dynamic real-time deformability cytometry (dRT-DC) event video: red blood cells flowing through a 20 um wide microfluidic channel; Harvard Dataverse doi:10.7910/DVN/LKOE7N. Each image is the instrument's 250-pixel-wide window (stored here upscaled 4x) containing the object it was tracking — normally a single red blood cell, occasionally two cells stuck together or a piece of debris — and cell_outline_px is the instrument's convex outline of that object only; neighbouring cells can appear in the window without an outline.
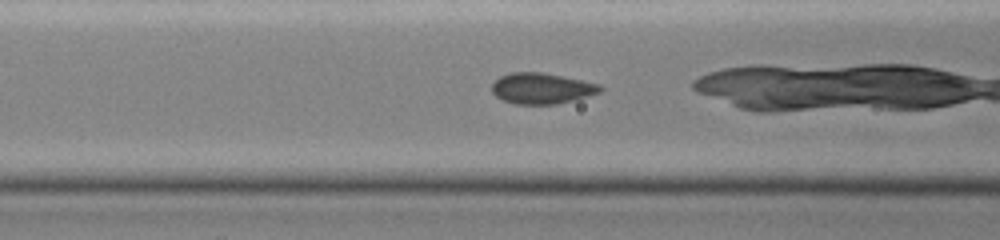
{"species": "common noctule bat (a hibernating species)", "species_latin": "Nyctalus noctula", "temperature_condition": "cold", "stored_images_in_passage": 29, "camera_frame_rate_fps": 3000, "um_per_image_px": 0.085, "animal": {"sex": "female", "body_mass_g": 19.0, "forearm_length_mm": 51.5}, "frame": {"image": 1, "passage_image": 19, "time_ms": 4.333, "image_size_px": [1000, 240], "cell_outline_px": [[604, 88], [600, 92], [588, 96], [556, 104], [516, 104], [504, 100], [496, 96], [492, 92], [492, 84], [500, 76], [512, 72], [540, 72], [600, 84]], "centroid_in_image_um": [46.04, 7.51], "position_along_channel_um": 120.6, "area_um2": 19.25}}
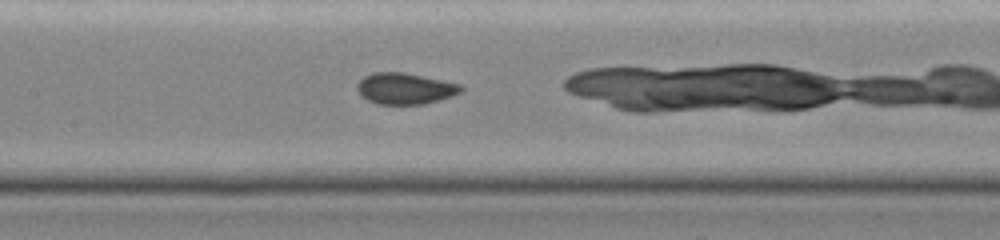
{"frame": {"image": 2, "passage_image": 26, "time_ms": 5.667, "image_size_px": [1000, 240], "cell_outline_px": [[464, 92], [452, 96], [424, 104], [376, 104], [360, 96], [356, 88], [356, 84], [364, 76], [372, 72], [404, 72], [464, 84]], "centroid_in_image_um": [34.46, 7.52], "position_along_channel_um": 172.9, "area_um2": 19.31}}